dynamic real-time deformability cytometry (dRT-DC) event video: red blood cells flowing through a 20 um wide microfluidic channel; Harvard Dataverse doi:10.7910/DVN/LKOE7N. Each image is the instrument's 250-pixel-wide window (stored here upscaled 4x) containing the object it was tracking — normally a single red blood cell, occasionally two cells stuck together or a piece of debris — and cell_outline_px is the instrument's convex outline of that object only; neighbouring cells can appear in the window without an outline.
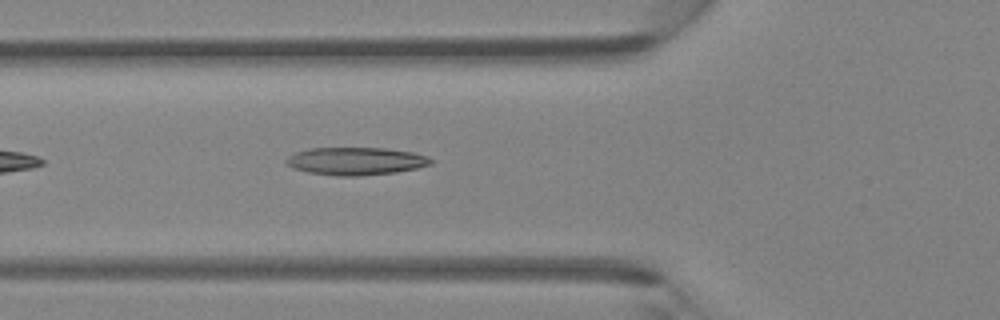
{"species": "Egyptian fruit bat (a non-hibernating species)", "species_latin": "Rousettus aegyptiacus", "temperature_condition": "room temperature", "stored_images_in_passage": 35, "camera_frame_rate_fps": 3000, "um_per_image_px": 0.085, "animal": {"sex": "female"}, "frame": {"image": 1, "passage_image": 6, "time_ms": 1.667, "image_size_px": [1000, 320], "cell_outline_px": [[436, 160], [432, 164], [416, 168], [396, 172], [360, 176], [336, 176], [308, 172], [292, 168], [284, 160], [288, 156], [296, 152], [308, 148], [384, 148], [412, 152], [428, 156]], "centroid_in_image_um": [30.26, 13.69], "position_along_channel_um": 95.5, "area_um2": 23.52}}
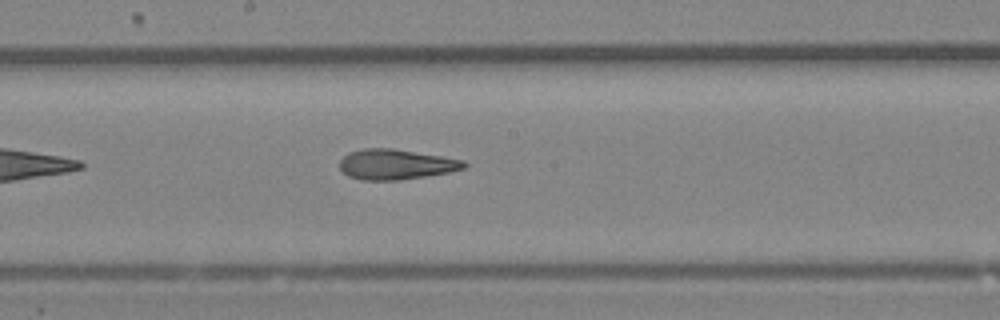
{"frame": {"image": 2, "passage_image": 14, "time_ms": 4.333, "image_size_px": [1000, 320], "cell_outline_px": [[468, 164], [464, 168], [448, 172], [400, 180], [360, 180], [348, 176], [340, 168], [340, 160], [348, 152], [364, 148], [392, 148], [464, 160]], "centroid_in_image_um": [33.62, 13.97], "position_along_channel_um": 214.6, "area_um2": 21.79}}
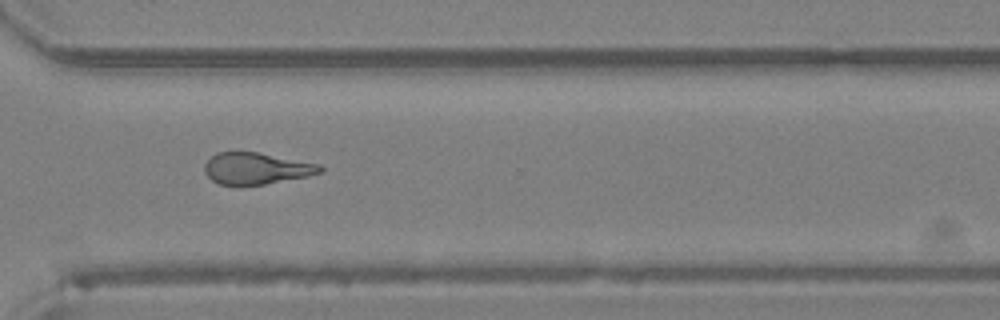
{"frame": {"image": 3, "passage_image": 23, "time_ms": 7.333, "image_size_px": [1000, 320], "cell_outline_px": [[324, 172], [308, 176], [264, 184], [220, 184], [212, 180], [204, 172], [204, 164], [216, 152], [260, 152], [320, 164], [324, 168]], "centroid_in_image_um": [21.82, 14.3], "position_along_channel_um": 348.8, "area_um2": 21.21}}